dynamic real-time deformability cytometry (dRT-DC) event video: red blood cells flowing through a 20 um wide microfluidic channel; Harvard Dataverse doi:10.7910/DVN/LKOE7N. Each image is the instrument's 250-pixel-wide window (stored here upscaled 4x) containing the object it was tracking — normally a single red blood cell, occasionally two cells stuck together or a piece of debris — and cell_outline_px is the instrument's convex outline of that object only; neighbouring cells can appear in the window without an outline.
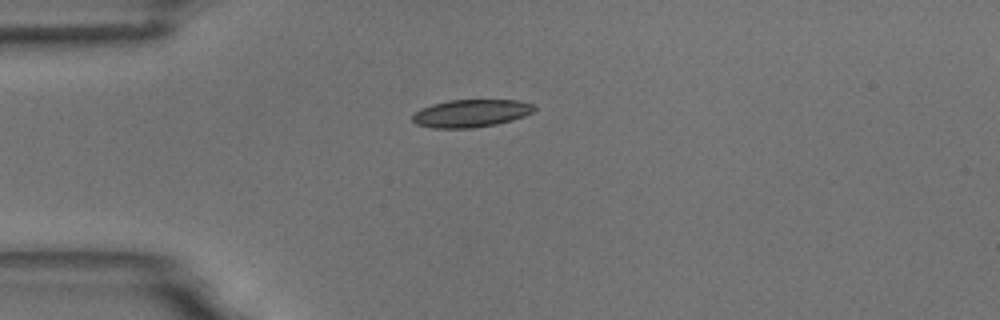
{"species": "common noctule bat (a hibernating species)", "species_latin": "Nyctalus noctula", "temperature_condition": "room temperature", "stored_images_in_passage": 3, "camera_frame_rate_fps": 3000, "um_per_image_px": 0.085, "animal": {"sex": "male", "body_mass_g": 18.8}, "frame": {"image": 1, "passage_image": 1, "time_ms": 0.0, "image_size_px": [1000, 320], "cell_outline_px": [[536, 108], [532, 112], [524, 116], [512, 120], [496, 124], [472, 128], [432, 128], [416, 124], [412, 120], [412, 116], [420, 108], [432, 104], [448, 100], [520, 100], [532, 104]], "centroid_in_image_um": [40.02, 9.63], "position_along_channel_um": 45.0, "area_um2": 19.65}}
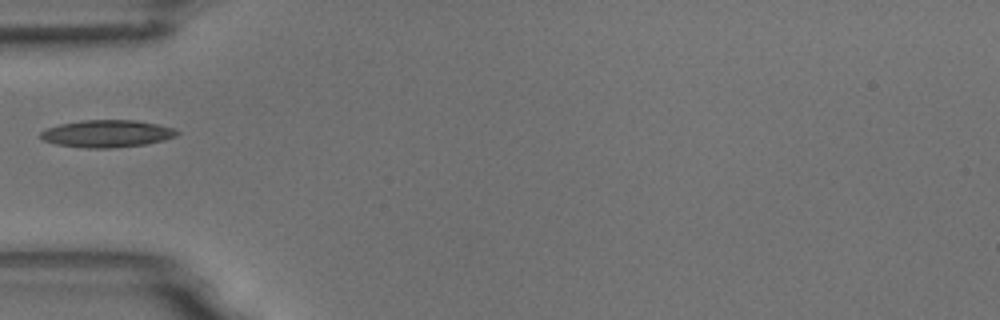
{"frame": {"image": 2, "passage_image": 2, "time_ms": 1.333, "image_size_px": [1000, 320], "cell_outline_px": [[180, 132], [176, 136], [164, 140], [148, 144], [112, 148], [88, 148], [56, 144], [44, 140], [40, 136], [40, 132], [44, 128], [60, 124], [80, 120], [136, 120], [176, 128]], "centroid_in_image_um": [9.11, 11.35], "position_along_channel_um": 75.9, "area_um2": 21.85}}